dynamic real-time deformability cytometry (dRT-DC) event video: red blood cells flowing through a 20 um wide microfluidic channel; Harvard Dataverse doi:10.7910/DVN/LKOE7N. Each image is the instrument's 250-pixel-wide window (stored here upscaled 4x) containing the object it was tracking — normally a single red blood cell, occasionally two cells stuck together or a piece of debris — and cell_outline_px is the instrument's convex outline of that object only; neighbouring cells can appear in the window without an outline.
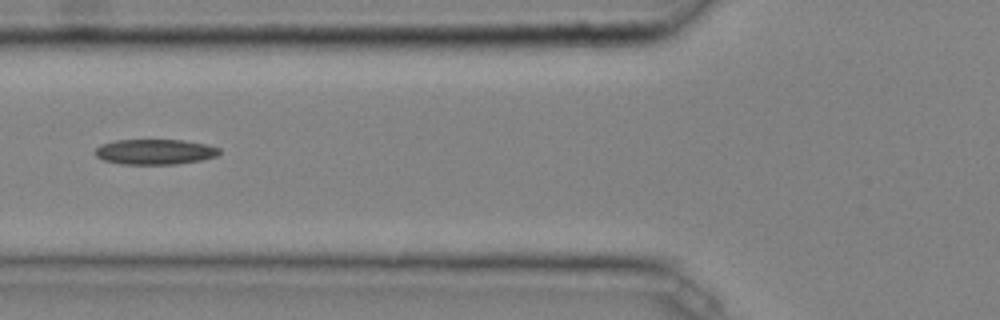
{"species": "common noctule bat (a hibernating species)", "species_latin": "Nyctalus noctula", "temperature_condition": "cold", "stored_images_in_passage": 40, "camera_frame_rate_fps": 3000, "um_per_image_px": 0.085, "animal": {"sex": "male", "body_mass_g": 20.4}, "frame": {"image": 1, "passage_image": 12, "time_ms": 3.667, "image_size_px": [1000, 320], "cell_outline_px": [[220, 152], [216, 156], [200, 160], [176, 164], [120, 164], [104, 160], [96, 156], [92, 152], [100, 144], [116, 140], [184, 140], [204, 144], [220, 148]], "centroid_in_image_um": [13.12, 12.9], "position_along_channel_um": 112.7, "area_um2": 18.32}, "authors_computed_cell_mechanics": {"area_um2": 18.3226, "velocity_mm_per_s": 4.0747, "shape_relaxation_time_tau1_ms": 8.7049, "shape_relaxation_time_tau2_ms": null, "deformation_change_tau1": 0.1462, "deformation_change_tau2": null}}